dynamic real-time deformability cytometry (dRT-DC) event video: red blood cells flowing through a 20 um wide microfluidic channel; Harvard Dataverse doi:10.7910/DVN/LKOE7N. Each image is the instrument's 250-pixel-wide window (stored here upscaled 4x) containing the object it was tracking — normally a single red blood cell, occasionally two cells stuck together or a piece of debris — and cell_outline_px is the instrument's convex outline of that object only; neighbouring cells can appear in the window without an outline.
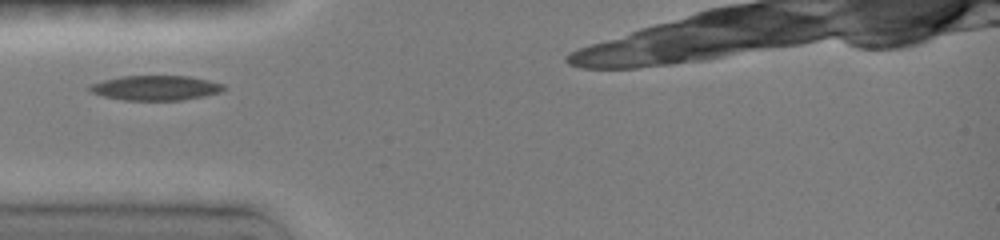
{"species": "common noctule bat (a hibernating species)", "species_latin": "Nyctalus noctula", "temperature_condition": "room temperature", "stored_images_in_passage": 29, "camera_frame_rate_fps": 3000, "um_per_image_px": 0.085, "animal": {"sex": "female", "body_mass_g": 19.0, "forearm_length_mm": 51.5}, "frame": {"image": 1, "passage_image": 1, "time_ms": 0.0, "image_size_px": [1000, 240], "cell_outline_px": [[224, 88], [220, 92], [180, 100], [124, 100], [104, 96], [92, 92], [88, 88], [92, 84], [104, 80], [120, 76], [188, 76], [208, 80], [224, 84]], "centroid_in_image_um": [13.22, 7.46], "position_along_channel_um": 71.8, "area_um2": 19.02}}
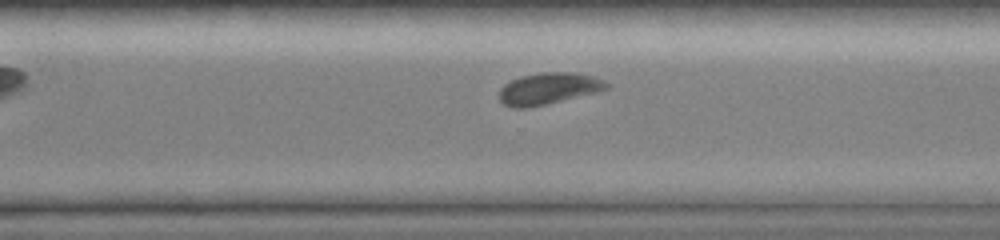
{"frame": {"image": 2, "passage_image": 20, "time_ms": 6.333, "image_size_px": [1000, 240], "cell_outline_px": [[608, 88], [596, 92], [528, 108], [512, 108], [504, 104], [500, 100], [500, 88], [504, 84], [520, 76], [544, 72], [572, 72], [592, 76], [604, 80], [608, 84]], "centroid_in_image_um": [46.59, 7.52], "position_along_channel_um": 324.0, "area_um2": 19.54}}
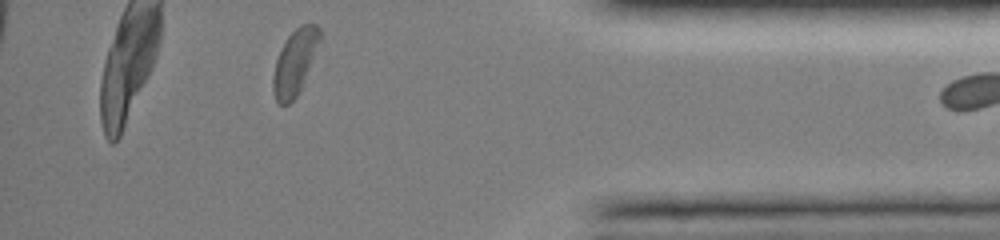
{"frame": {"image": 3, "passage_image": 28, "time_ms": 9.0, "image_size_px": [1000, 240], "cell_outline_px": [[324, 36], [300, 92], [288, 104], [276, 104], [272, 88], [272, 76], [276, 60], [288, 36], [300, 24], [316, 24], [320, 28]], "centroid_in_image_um": [25.11, 5.28], "position_along_channel_um": 410.1, "area_um2": 18.21}}